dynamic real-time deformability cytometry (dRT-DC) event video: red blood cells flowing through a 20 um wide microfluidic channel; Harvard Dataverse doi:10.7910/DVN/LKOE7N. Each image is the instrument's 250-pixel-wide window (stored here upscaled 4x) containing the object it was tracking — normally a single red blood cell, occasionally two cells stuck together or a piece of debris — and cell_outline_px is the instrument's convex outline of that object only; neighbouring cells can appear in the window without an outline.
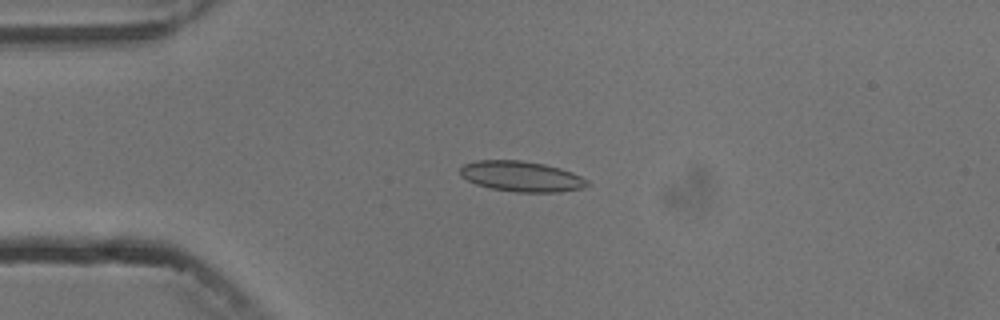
{"species": "common noctule bat (a hibernating species)", "species_latin": "Nyctalus noctula", "temperature_condition": "cold", "stored_images_in_passage": 3, "camera_frame_rate_fps": 3000, "um_per_image_px": 0.085, "animal": {"sex": "male", "body_mass_g": 13.3}, "frame": {"image": 1, "passage_image": 2, "time_ms": 1.333, "image_size_px": [1000, 320], "cell_outline_px": [[592, 184], [580, 188], [560, 192], [516, 192], [492, 188], [476, 184], [460, 176], [460, 168], [464, 164], [476, 160], [520, 160], [544, 164], [560, 168], [572, 172], [588, 180]], "centroid_in_image_um": [44.32, 14.99], "position_along_channel_um": 40.7, "area_um2": 22.54}}